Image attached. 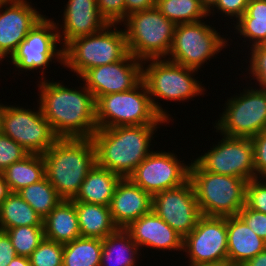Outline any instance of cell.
I'll return each mask as SVG.
<instances>
[{
    "instance_id": "21",
    "label": "cell",
    "mask_w": 266,
    "mask_h": 266,
    "mask_svg": "<svg viewBox=\"0 0 266 266\" xmlns=\"http://www.w3.org/2000/svg\"><path fill=\"white\" fill-rule=\"evenodd\" d=\"M109 208L115 225L126 229L133 221L152 210V196L128 177L121 178L115 188Z\"/></svg>"
},
{
    "instance_id": "27",
    "label": "cell",
    "mask_w": 266,
    "mask_h": 266,
    "mask_svg": "<svg viewBox=\"0 0 266 266\" xmlns=\"http://www.w3.org/2000/svg\"><path fill=\"white\" fill-rule=\"evenodd\" d=\"M1 174L10 191L18 192L46 177L43 155L28 154L22 160L8 166Z\"/></svg>"
},
{
    "instance_id": "22",
    "label": "cell",
    "mask_w": 266,
    "mask_h": 266,
    "mask_svg": "<svg viewBox=\"0 0 266 266\" xmlns=\"http://www.w3.org/2000/svg\"><path fill=\"white\" fill-rule=\"evenodd\" d=\"M228 266H242L266 249V242L238 216L226 217Z\"/></svg>"
},
{
    "instance_id": "47",
    "label": "cell",
    "mask_w": 266,
    "mask_h": 266,
    "mask_svg": "<svg viewBox=\"0 0 266 266\" xmlns=\"http://www.w3.org/2000/svg\"><path fill=\"white\" fill-rule=\"evenodd\" d=\"M8 266H31L29 257L16 256Z\"/></svg>"
},
{
    "instance_id": "2",
    "label": "cell",
    "mask_w": 266,
    "mask_h": 266,
    "mask_svg": "<svg viewBox=\"0 0 266 266\" xmlns=\"http://www.w3.org/2000/svg\"><path fill=\"white\" fill-rule=\"evenodd\" d=\"M160 125H128L97 129L91 137L96 164L127 178L153 151L151 143Z\"/></svg>"
},
{
    "instance_id": "37",
    "label": "cell",
    "mask_w": 266,
    "mask_h": 266,
    "mask_svg": "<svg viewBox=\"0 0 266 266\" xmlns=\"http://www.w3.org/2000/svg\"><path fill=\"white\" fill-rule=\"evenodd\" d=\"M245 205L249 209L266 214V182L262 178H254L247 182Z\"/></svg>"
},
{
    "instance_id": "10",
    "label": "cell",
    "mask_w": 266,
    "mask_h": 266,
    "mask_svg": "<svg viewBox=\"0 0 266 266\" xmlns=\"http://www.w3.org/2000/svg\"><path fill=\"white\" fill-rule=\"evenodd\" d=\"M204 20L178 24L167 60L185 67L200 70L207 61L230 46L218 30ZM222 36V37H221Z\"/></svg>"
},
{
    "instance_id": "20",
    "label": "cell",
    "mask_w": 266,
    "mask_h": 266,
    "mask_svg": "<svg viewBox=\"0 0 266 266\" xmlns=\"http://www.w3.org/2000/svg\"><path fill=\"white\" fill-rule=\"evenodd\" d=\"M126 230L140 250L146 247L163 252L183 251V238L152 210L133 221Z\"/></svg>"
},
{
    "instance_id": "35",
    "label": "cell",
    "mask_w": 266,
    "mask_h": 266,
    "mask_svg": "<svg viewBox=\"0 0 266 266\" xmlns=\"http://www.w3.org/2000/svg\"><path fill=\"white\" fill-rule=\"evenodd\" d=\"M249 50L251 52L248 56L251 55V57L248 59V68L245 70L252 77L251 80L258 82L260 89L266 90V45H257Z\"/></svg>"
},
{
    "instance_id": "5",
    "label": "cell",
    "mask_w": 266,
    "mask_h": 266,
    "mask_svg": "<svg viewBox=\"0 0 266 266\" xmlns=\"http://www.w3.org/2000/svg\"><path fill=\"white\" fill-rule=\"evenodd\" d=\"M202 216H236L246 204L247 180L203 170L191 160L189 170Z\"/></svg>"
},
{
    "instance_id": "36",
    "label": "cell",
    "mask_w": 266,
    "mask_h": 266,
    "mask_svg": "<svg viewBox=\"0 0 266 266\" xmlns=\"http://www.w3.org/2000/svg\"><path fill=\"white\" fill-rule=\"evenodd\" d=\"M29 153L13 139L0 132V173Z\"/></svg>"
},
{
    "instance_id": "3",
    "label": "cell",
    "mask_w": 266,
    "mask_h": 266,
    "mask_svg": "<svg viewBox=\"0 0 266 266\" xmlns=\"http://www.w3.org/2000/svg\"><path fill=\"white\" fill-rule=\"evenodd\" d=\"M47 180L65 200L73 199L96 165L91 138H58L43 154Z\"/></svg>"
},
{
    "instance_id": "17",
    "label": "cell",
    "mask_w": 266,
    "mask_h": 266,
    "mask_svg": "<svg viewBox=\"0 0 266 266\" xmlns=\"http://www.w3.org/2000/svg\"><path fill=\"white\" fill-rule=\"evenodd\" d=\"M142 62L128 52L120 61L87 70L80 80L97 101L101 96L136 87L142 81Z\"/></svg>"
},
{
    "instance_id": "31",
    "label": "cell",
    "mask_w": 266,
    "mask_h": 266,
    "mask_svg": "<svg viewBox=\"0 0 266 266\" xmlns=\"http://www.w3.org/2000/svg\"><path fill=\"white\" fill-rule=\"evenodd\" d=\"M156 7L175 25L198 22L209 16L200 0H156Z\"/></svg>"
},
{
    "instance_id": "28",
    "label": "cell",
    "mask_w": 266,
    "mask_h": 266,
    "mask_svg": "<svg viewBox=\"0 0 266 266\" xmlns=\"http://www.w3.org/2000/svg\"><path fill=\"white\" fill-rule=\"evenodd\" d=\"M21 226H43V219L17 192H11L0 205V230Z\"/></svg>"
},
{
    "instance_id": "50",
    "label": "cell",
    "mask_w": 266,
    "mask_h": 266,
    "mask_svg": "<svg viewBox=\"0 0 266 266\" xmlns=\"http://www.w3.org/2000/svg\"><path fill=\"white\" fill-rule=\"evenodd\" d=\"M3 105H4L3 103H0V112H1Z\"/></svg>"
},
{
    "instance_id": "45",
    "label": "cell",
    "mask_w": 266,
    "mask_h": 266,
    "mask_svg": "<svg viewBox=\"0 0 266 266\" xmlns=\"http://www.w3.org/2000/svg\"><path fill=\"white\" fill-rule=\"evenodd\" d=\"M242 266H266V249L246 261Z\"/></svg>"
},
{
    "instance_id": "41",
    "label": "cell",
    "mask_w": 266,
    "mask_h": 266,
    "mask_svg": "<svg viewBox=\"0 0 266 266\" xmlns=\"http://www.w3.org/2000/svg\"><path fill=\"white\" fill-rule=\"evenodd\" d=\"M238 216L256 235L266 242V214L249 209L245 205L238 213Z\"/></svg>"
},
{
    "instance_id": "18",
    "label": "cell",
    "mask_w": 266,
    "mask_h": 266,
    "mask_svg": "<svg viewBox=\"0 0 266 266\" xmlns=\"http://www.w3.org/2000/svg\"><path fill=\"white\" fill-rule=\"evenodd\" d=\"M45 15L27 0H4L0 4V64L11 58L29 31Z\"/></svg>"
},
{
    "instance_id": "12",
    "label": "cell",
    "mask_w": 266,
    "mask_h": 266,
    "mask_svg": "<svg viewBox=\"0 0 266 266\" xmlns=\"http://www.w3.org/2000/svg\"><path fill=\"white\" fill-rule=\"evenodd\" d=\"M58 44L61 45L55 21L45 15L29 31L10 61L7 60L18 71L33 72L42 69L39 73L41 72V80H43L44 71L47 70L46 67H50L52 60L53 63L58 62L61 66L63 65V48L57 47Z\"/></svg>"
},
{
    "instance_id": "40",
    "label": "cell",
    "mask_w": 266,
    "mask_h": 266,
    "mask_svg": "<svg viewBox=\"0 0 266 266\" xmlns=\"http://www.w3.org/2000/svg\"><path fill=\"white\" fill-rule=\"evenodd\" d=\"M253 143L255 178L266 174V130L251 138Z\"/></svg>"
},
{
    "instance_id": "48",
    "label": "cell",
    "mask_w": 266,
    "mask_h": 266,
    "mask_svg": "<svg viewBox=\"0 0 266 266\" xmlns=\"http://www.w3.org/2000/svg\"><path fill=\"white\" fill-rule=\"evenodd\" d=\"M202 6L209 12L218 2V0H200Z\"/></svg>"
},
{
    "instance_id": "11",
    "label": "cell",
    "mask_w": 266,
    "mask_h": 266,
    "mask_svg": "<svg viewBox=\"0 0 266 266\" xmlns=\"http://www.w3.org/2000/svg\"><path fill=\"white\" fill-rule=\"evenodd\" d=\"M36 111L19 105H3L0 132L21 145L29 154L43 155L58 139L40 105Z\"/></svg>"
},
{
    "instance_id": "25",
    "label": "cell",
    "mask_w": 266,
    "mask_h": 266,
    "mask_svg": "<svg viewBox=\"0 0 266 266\" xmlns=\"http://www.w3.org/2000/svg\"><path fill=\"white\" fill-rule=\"evenodd\" d=\"M140 251L130 233L126 229L118 228L102 239L100 266H138L136 262L139 263Z\"/></svg>"
},
{
    "instance_id": "42",
    "label": "cell",
    "mask_w": 266,
    "mask_h": 266,
    "mask_svg": "<svg viewBox=\"0 0 266 266\" xmlns=\"http://www.w3.org/2000/svg\"><path fill=\"white\" fill-rule=\"evenodd\" d=\"M16 256L7 232L0 230V266H8Z\"/></svg>"
},
{
    "instance_id": "8",
    "label": "cell",
    "mask_w": 266,
    "mask_h": 266,
    "mask_svg": "<svg viewBox=\"0 0 266 266\" xmlns=\"http://www.w3.org/2000/svg\"><path fill=\"white\" fill-rule=\"evenodd\" d=\"M96 121L97 129L169 123L154 109L143 80L131 90L101 96L96 101Z\"/></svg>"
},
{
    "instance_id": "13",
    "label": "cell",
    "mask_w": 266,
    "mask_h": 266,
    "mask_svg": "<svg viewBox=\"0 0 266 266\" xmlns=\"http://www.w3.org/2000/svg\"><path fill=\"white\" fill-rule=\"evenodd\" d=\"M184 252L190 264L228 266L226 217L202 216L183 238Z\"/></svg>"
},
{
    "instance_id": "14",
    "label": "cell",
    "mask_w": 266,
    "mask_h": 266,
    "mask_svg": "<svg viewBox=\"0 0 266 266\" xmlns=\"http://www.w3.org/2000/svg\"><path fill=\"white\" fill-rule=\"evenodd\" d=\"M217 145L201 153L194 161L205 171L240 177L244 180L255 178L253 143L251 138L221 135Z\"/></svg>"
},
{
    "instance_id": "39",
    "label": "cell",
    "mask_w": 266,
    "mask_h": 266,
    "mask_svg": "<svg viewBox=\"0 0 266 266\" xmlns=\"http://www.w3.org/2000/svg\"><path fill=\"white\" fill-rule=\"evenodd\" d=\"M248 3L249 0H218L217 4L208 12V14L210 17L211 14L214 16L216 13L220 12L219 14H224V17L227 16L228 18L237 21L245 13Z\"/></svg>"
},
{
    "instance_id": "46",
    "label": "cell",
    "mask_w": 266,
    "mask_h": 266,
    "mask_svg": "<svg viewBox=\"0 0 266 266\" xmlns=\"http://www.w3.org/2000/svg\"><path fill=\"white\" fill-rule=\"evenodd\" d=\"M11 193L8 184L6 183L3 175L0 173V205Z\"/></svg>"
},
{
    "instance_id": "26",
    "label": "cell",
    "mask_w": 266,
    "mask_h": 266,
    "mask_svg": "<svg viewBox=\"0 0 266 266\" xmlns=\"http://www.w3.org/2000/svg\"><path fill=\"white\" fill-rule=\"evenodd\" d=\"M81 237L104 239L115 232L110 208L101 204L74 202Z\"/></svg>"
},
{
    "instance_id": "44",
    "label": "cell",
    "mask_w": 266,
    "mask_h": 266,
    "mask_svg": "<svg viewBox=\"0 0 266 266\" xmlns=\"http://www.w3.org/2000/svg\"><path fill=\"white\" fill-rule=\"evenodd\" d=\"M126 17L131 13L143 11L156 6V0H125Z\"/></svg>"
},
{
    "instance_id": "24",
    "label": "cell",
    "mask_w": 266,
    "mask_h": 266,
    "mask_svg": "<svg viewBox=\"0 0 266 266\" xmlns=\"http://www.w3.org/2000/svg\"><path fill=\"white\" fill-rule=\"evenodd\" d=\"M121 178L120 175L96 164L88 172L79 192L72 200L109 207L115 188Z\"/></svg>"
},
{
    "instance_id": "38",
    "label": "cell",
    "mask_w": 266,
    "mask_h": 266,
    "mask_svg": "<svg viewBox=\"0 0 266 266\" xmlns=\"http://www.w3.org/2000/svg\"><path fill=\"white\" fill-rule=\"evenodd\" d=\"M97 6L108 24H121L126 19L125 0H97Z\"/></svg>"
},
{
    "instance_id": "34",
    "label": "cell",
    "mask_w": 266,
    "mask_h": 266,
    "mask_svg": "<svg viewBox=\"0 0 266 266\" xmlns=\"http://www.w3.org/2000/svg\"><path fill=\"white\" fill-rule=\"evenodd\" d=\"M63 244L44 238L29 256L31 266H62Z\"/></svg>"
},
{
    "instance_id": "32",
    "label": "cell",
    "mask_w": 266,
    "mask_h": 266,
    "mask_svg": "<svg viewBox=\"0 0 266 266\" xmlns=\"http://www.w3.org/2000/svg\"><path fill=\"white\" fill-rule=\"evenodd\" d=\"M17 256L29 257L44 239V226H21L6 230Z\"/></svg>"
},
{
    "instance_id": "7",
    "label": "cell",
    "mask_w": 266,
    "mask_h": 266,
    "mask_svg": "<svg viewBox=\"0 0 266 266\" xmlns=\"http://www.w3.org/2000/svg\"><path fill=\"white\" fill-rule=\"evenodd\" d=\"M127 49L135 58H167L176 25L168 20L155 6L131 13L122 22Z\"/></svg>"
},
{
    "instance_id": "19",
    "label": "cell",
    "mask_w": 266,
    "mask_h": 266,
    "mask_svg": "<svg viewBox=\"0 0 266 266\" xmlns=\"http://www.w3.org/2000/svg\"><path fill=\"white\" fill-rule=\"evenodd\" d=\"M64 8L62 24L55 22L62 48L73 39L99 32L108 25L99 13L97 0H68Z\"/></svg>"
},
{
    "instance_id": "6",
    "label": "cell",
    "mask_w": 266,
    "mask_h": 266,
    "mask_svg": "<svg viewBox=\"0 0 266 266\" xmlns=\"http://www.w3.org/2000/svg\"><path fill=\"white\" fill-rule=\"evenodd\" d=\"M122 24H108L99 32L78 37L63 48V66L80 78L87 70L120 61L127 53ZM118 26V27H117Z\"/></svg>"
},
{
    "instance_id": "1",
    "label": "cell",
    "mask_w": 266,
    "mask_h": 266,
    "mask_svg": "<svg viewBox=\"0 0 266 266\" xmlns=\"http://www.w3.org/2000/svg\"><path fill=\"white\" fill-rule=\"evenodd\" d=\"M46 79L38 81L37 104L54 134L58 138H91L97 130L93 93L84 83L69 88L63 81Z\"/></svg>"
},
{
    "instance_id": "43",
    "label": "cell",
    "mask_w": 266,
    "mask_h": 266,
    "mask_svg": "<svg viewBox=\"0 0 266 266\" xmlns=\"http://www.w3.org/2000/svg\"><path fill=\"white\" fill-rule=\"evenodd\" d=\"M240 18L266 19V0H249L246 11Z\"/></svg>"
},
{
    "instance_id": "23",
    "label": "cell",
    "mask_w": 266,
    "mask_h": 266,
    "mask_svg": "<svg viewBox=\"0 0 266 266\" xmlns=\"http://www.w3.org/2000/svg\"><path fill=\"white\" fill-rule=\"evenodd\" d=\"M44 238L67 244L81 237L74 201H61L44 219Z\"/></svg>"
},
{
    "instance_id": "51",
    "label": "cell",
    "mask_w": 266,
    "mask_h": 266,
    "mask_svg": "<svg viewBox=\"0 0 266 266\" xmlns=\"http://www.w3.org/2000/svg\"><path fill=\"white\" fill-rule=\"evenodd\" d=\"M262 179L266 182V174L262 177Z\"/></svg>"
},
{
    "instance_id": "30",
    "label": "cell",
    "mask_w": 266,
    "mask_h": 266,
    "mask_svg": "<svg viewBox=\"0 0 266 266\" xmlns=\"http://www.w3.org/2000/svg\"><path fill=\"white\" fill-rule=\"evenodd\" d=\"M44 219L64 199L45 177L17 192Z\"/></svg>"
},
{
    "instance_id": "49",
    "label": "cell",
    "mask_w": 266,
    "mask_h": 266,
    "mask_svg": "<svg viewBox=\"0 0 266 266\" xmlns=\"http://www.w3.org/2000/svg\"><path fill=\"white\" fill-rule=\"evenodd\" d=\"M187 266H218V265H196V264H187Z\"/></svg>"
},
{
    "instance_id": "9",
    "label": "cell",
    "mask_w": 266,
    "mask_h": 266,
    "mask_svg": "<svg viewBox=\"0 0 266 266\" xmlns=\"http://www.w3.org/2000/svg\"><path fill=\"white\" fill-rule=\"evenodd\" d=\"M245 88V89H244ZM230 96L213 124L220 135L252 138L266 130V90L250 86Z\"/></svg>"
},
{
    "instance_id": "15",
    "label": "cell",
    "mask_w": 266,
    "mask_h": 266,
    "mask_svg": "<svg viewBox=\"0 0 266 266\" xmlns=\"http://www.w3.org/2000/svg\"><path fill=\"white\" fill-rule=\"evenodd\" d=\"M177 157L173 150H153L128 178L151 196L181 186L189 180L191 163Z\"/></svg>"
},
{
    "instance_id": "16",
    "label": "cell",
    "mask_w": 266,
    "mask_h": 266,
    "mask_svg": "<svg viewBox=\"0 0 266 266\" xmlns=\"http://www.w3.org/2000/svg\"><path fill=\"white\" fill-rule=\"evenodd\" d=\"M152 211L182 238L197 226L202 217L190 180L176 188L154 194Z\"/></svg>"
},
{
    "instance_id": "4",
    "label": "cell",
    "mask_w": 266,
    "mask_h": 266,
    "mask_svg": "<svg viewBox=\"0 0 266 266\" xmlns=\"http://www.w3.org/2000/svg\"><path fill=\"white\" fill-rule=\"evenodd\" d=\"M142 64V80L148 89L152 105L167 122L173 121V117L163 109L160 102H156L157 99L183 103L205 94L206 88L194 77L199 72L196 69L176 64L166 58L147 59Z\"/></svg>"
},
{
    "instance_id": "33",
    "label": "cell",
    "mask_w": 266,
    "mask_h": 266,
    "mask_svg": "<svg viewBox=\"0 0 266 266\" xmlns=\"http://www.w3.org/2000/svg\"><path fill=\"white\" fill-rule=\"evenodd\" d=\"M234 33L243 37L244 45L252 48L257 45H266V19L262 18H239L237 21L233 20ZM236 22V24H235ZM248 41V43H246ZM250 44V45H249Z\"/></svg>"
},
{
    "instance_id": "29",
    "label": "cell",
    "mask_w": 266,
    "mask_h": 266,
    "mask_svg": "<svg viewBox=\"0 0 266 266\" xmlns=\"http://www.w3.org/2000/svg\"><path fill=\"white\" fill-rule=\"evenodd\" d=\"M102 239L79 237L63 245L62 266H100Z\"/></svg>"
}]
</instances>
